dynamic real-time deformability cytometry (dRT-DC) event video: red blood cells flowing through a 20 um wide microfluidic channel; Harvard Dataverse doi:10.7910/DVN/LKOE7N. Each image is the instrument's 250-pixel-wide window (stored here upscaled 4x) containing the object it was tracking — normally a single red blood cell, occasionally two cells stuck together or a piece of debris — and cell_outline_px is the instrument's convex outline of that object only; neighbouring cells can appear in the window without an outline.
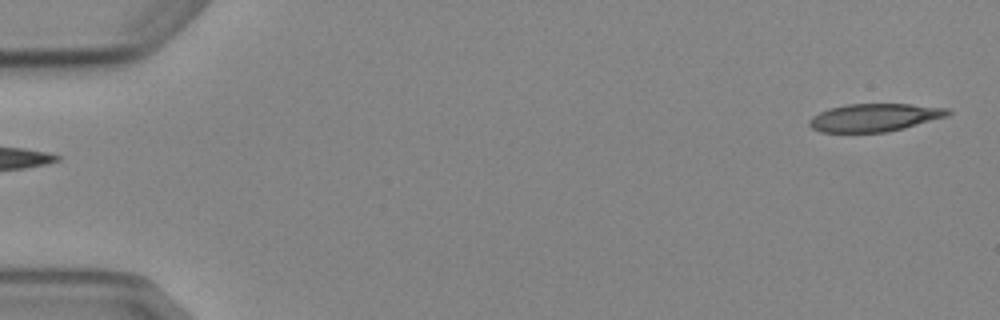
{"species": "Egyptian fruit bat (a non-hibernating species)", "species_latin": "Rousettus aegyptiacus", "temperature_condition": "cold", "stored_images_in_passage": 3, "segment_of_instrument_passage": [2, 2], "camera_frame_rate_fps": 3000, "um_per_image_px": 0.085, "animal": {"sex": "female"}, "frame": {"image": 1, "passage_image": 3, "time_ms": 3.333, "image_size_px": [1000, 320], "cell_outline_px": [[952, 112], [948, 116], [904, 128], [888, 132], [820, 132], [812, 128], [808, 124], [808, 120], [812, 116], [820, 112], [832, 108], [848, 104], [912, 104], [948, 108]], "centroid_in_image_um": [74.35, 9.99], "position_along_channel_um": 10.6, "area_um2": 22.48}}